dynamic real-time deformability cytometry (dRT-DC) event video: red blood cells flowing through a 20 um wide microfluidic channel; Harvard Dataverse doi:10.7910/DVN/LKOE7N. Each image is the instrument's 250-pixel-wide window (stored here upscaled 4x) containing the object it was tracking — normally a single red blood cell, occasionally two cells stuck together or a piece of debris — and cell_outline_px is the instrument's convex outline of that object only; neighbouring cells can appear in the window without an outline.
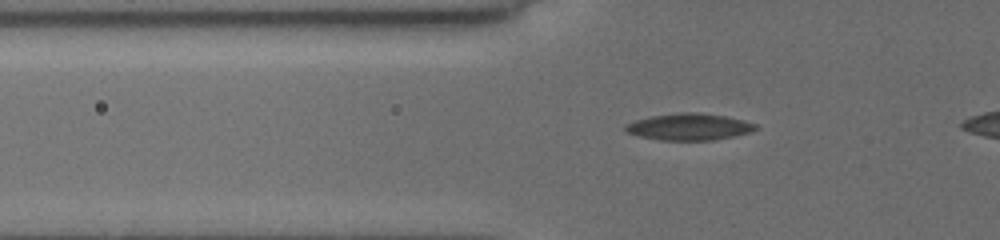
{"species": "common noctule bat (a hibernating species)", "species_latin": "Nyctalus noctula", "temperature_condition": "cold", "stored_images_in_passage": 32, "camera_frame_rate_fps": 3000, "um_per_image_px": 0.085, "animal": {"sex": "female", "body_mass_g": 19.5, "forearm_length_mm": 54.1}, "frame": {"image": 1, "passage_image": 2, "time_ms": 0.333, "image_size_px": [1000, 240], "cell_outline_px": [[760, 128], [752, 132], [712, 140], [660, 140], [640, 136], [628, 132], [624, 128], [624, 124], [636, 120], [652, 116], [676, 112], [700, 112], [724, 116], [744, 120], [756, 124]], "centroid_in_image_um": [58.6, 10.77], "position_along_channel_um": 67.2, "area_um2": 20.29}}
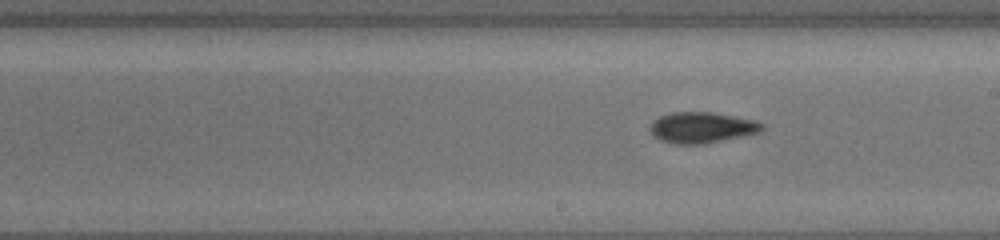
{"frame": {"image": 2, "passage_image": 15, "time_ms": 4.667, "image_size_px": [1000, 240], "cell_outline_px": [[764, 128], [760, 132], [704, 144], [676, 144], [660, 140], [648, 128], [652, 120], [668, 112], [712, 112], [756, 120], [764, 124]], "centroid_in_image_um": [59.64, 10.83], "position_along_channel_um": 229.4, "area_um2": 20.23}}
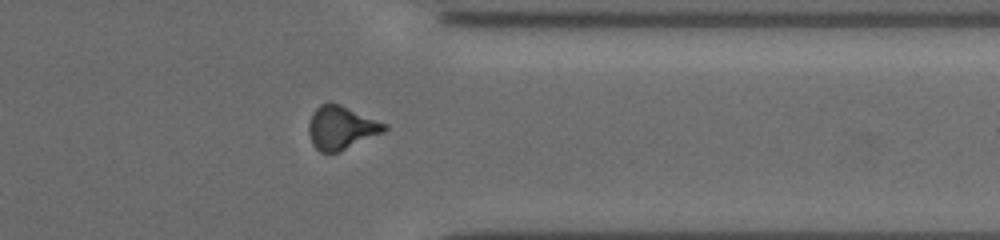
{"frame": {"image": 3, "passage_image": 27, "time_ms": 8.667, "image_size_px": [1000, 240], "cell_outline_px": [[388, 128], [384, 132], [336, 152], [320, 152], [312, 144], [308, 132], [308, 124], [312, 112], [320, 104], [328, 100], [340, 104], [388, 124]], "centroid_in_image_um": [28.98, 10.81], "position_along_channel_um": 382.4, "area_um2": 19.19}}